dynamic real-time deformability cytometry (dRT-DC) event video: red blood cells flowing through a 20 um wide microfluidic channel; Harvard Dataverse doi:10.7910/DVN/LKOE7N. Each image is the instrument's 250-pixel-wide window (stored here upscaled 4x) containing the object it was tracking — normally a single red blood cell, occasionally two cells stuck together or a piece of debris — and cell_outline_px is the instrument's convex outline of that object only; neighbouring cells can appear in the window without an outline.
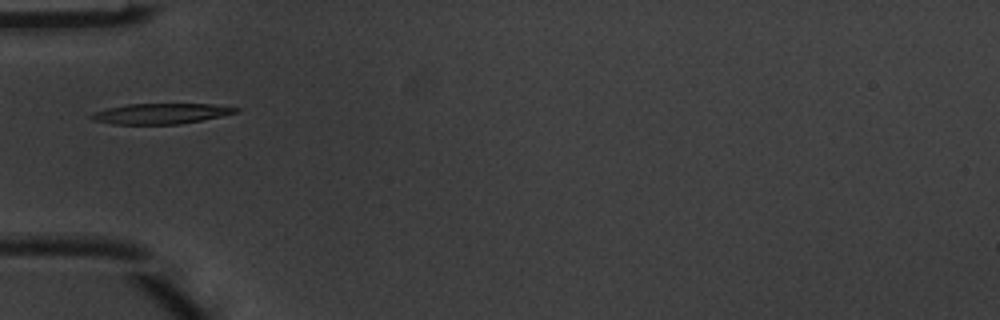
{"species": "common noctule bat (a hibernating species)", "species_latin": "Nyctalus noctula", "temperature_condition": "warm", "stored_images_in_passage": 3, "camera_frame_rate_fps": 3000, "um_per_image_px": 0.085, "animal": {"sex": "male", "body_mass_g": 20.1, "forearm_length_mm": 53.5}, "frame": {"image": 1, "passage_image": 2, "time_ms": 0.333, "image_size_px": [1000, 320], "cell_outline_px": [[240, 112], [180, 124], [112, 124], [96, 120], [88, 116], [96, 112], [108, 108], [128, 104], [212, 104], [240, 108]], "centroid_in_image_um": [13.72, 9.65], "position_along_channel_um": 71.3, "area_um2": 16.99}}
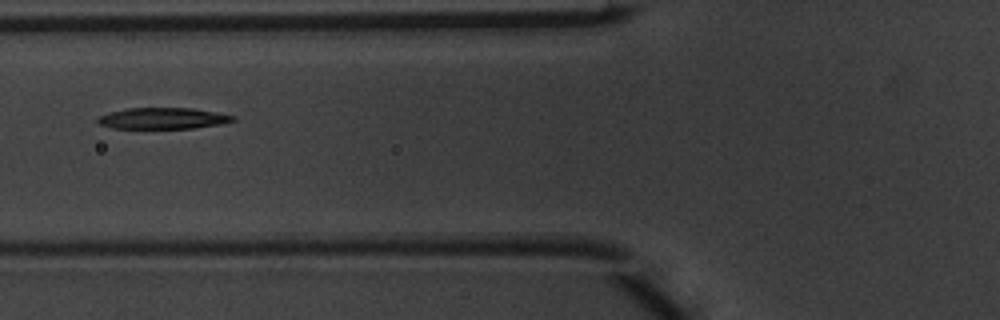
{"frame": {"image": 2, "passage_image": 3, "time_ms": 0.667, "image_size_px": [1000, 320], "cell_outline_px": [[236, 120], [220, 124], [196, 128], [112, 128], [100, 124], [96, 120], [100, 116], [108, 112], [128, 108], [192, 108], [216, 112], [236, 116]], "centroid_in_image_um": [13.86, 10.05], "position_along_channel_um": 111.9, "area_um2": 16.7}}